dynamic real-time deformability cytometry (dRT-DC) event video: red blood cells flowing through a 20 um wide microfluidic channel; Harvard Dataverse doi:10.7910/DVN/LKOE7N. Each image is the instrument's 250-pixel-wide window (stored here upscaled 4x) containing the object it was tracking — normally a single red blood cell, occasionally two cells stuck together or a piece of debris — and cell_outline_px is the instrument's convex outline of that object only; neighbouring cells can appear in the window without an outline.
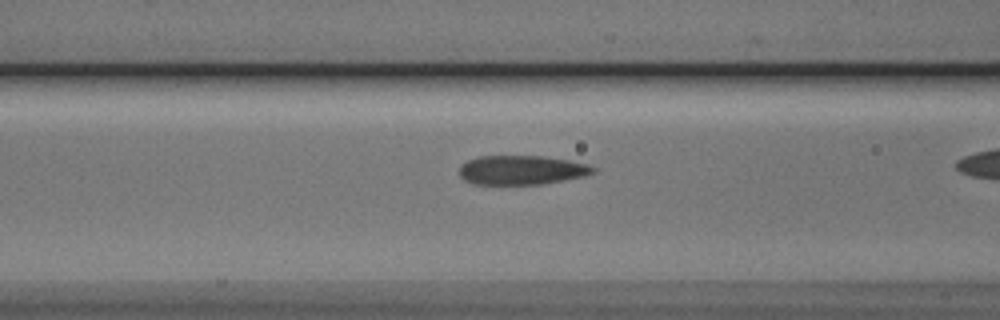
{"species": "Egyptian fruit bat (a non-hibernating species)", "species_latin": "Rousettus aegyptiacus", "temperature_condition": "cold", "stored_images_in_passage": 30, "camera_frame_rate_fps": 3000, "um_per_image_px": 0.085, "animal": {"sex": "male"}, "frame": {"image": 1, "passage_image": 10, "time_ms": 3.0, "image_size_px": [1000, 320], "cell_outline_px": [[596, 172], [584, 176], [564, 180], [540, 184], [476, 184], [464, 180], [460, 176], [460, 164], [468, 160], [480, 156], [544, 156], [568, 160], [588, 164], [596, 168]], "centroid_in_image_um": [44.35, 14.45], "position_along_channel_um": 122.3, "area_um2": 22.77}}
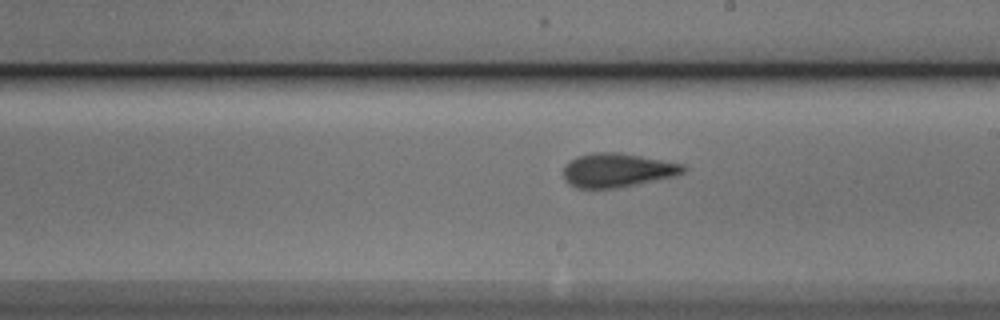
{"frame": {"image": 2, "passage_image": 19, "time_ms": 6.0, "image_size_px": [1000, 320], "cell_outline_px": [[688, 168], [684, 172], [676, 176], [620, 188], [576, 188], [568, 184], [564, 180], [564, 164], [576, 156], [592, 152], [620, 152], [684, 164]], "centroid_in_image_um": [52.47, 14.47], "position_along_channel_um": 236.5, "area_um2": 24.1}}
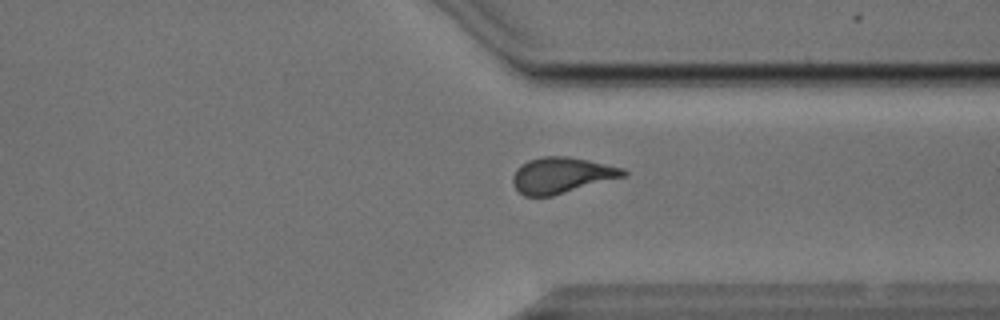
{"frame": {"image": 3, "passage_image": 29, "time_ms": 9.333, "image_size_px": [1000, 320], "cell_outline_px": [[628, 176], [552, 196], [524, 196], [512, 184], [512, 176], [516, 168], [520, 164], [528, 160], [544, 156], [568, 156], [588, 160], [624, 168], [628, 172]], "centroid_in_image_um": [47.75, 14.89], "position_along_channel_um": 363.6, "area_um2": 23.41}}